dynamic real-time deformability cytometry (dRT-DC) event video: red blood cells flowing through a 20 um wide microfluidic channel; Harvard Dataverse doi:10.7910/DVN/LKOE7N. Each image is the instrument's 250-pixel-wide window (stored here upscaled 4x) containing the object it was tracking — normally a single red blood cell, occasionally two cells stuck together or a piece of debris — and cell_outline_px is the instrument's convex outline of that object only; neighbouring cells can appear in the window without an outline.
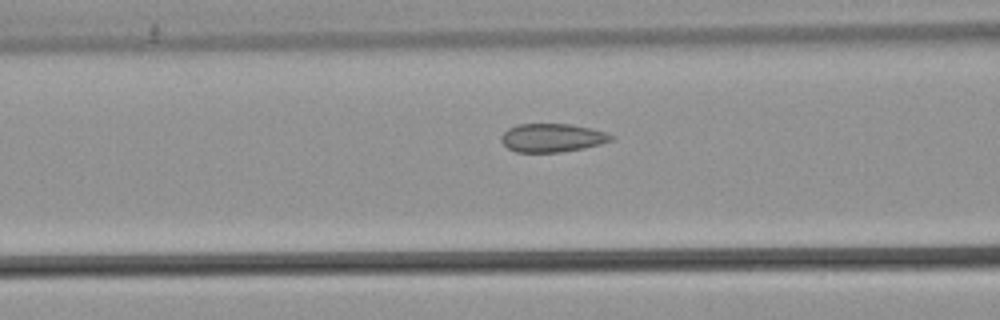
{"species": "common noctule bat (a hibernating species)", "species_latin": "Nyctalus noctula", "temperature_condition": "warm", "stored_images_in_passage": 28, "camera_frame_rate_fps": 3000, "um_per_image_px": 0.085, "animal": {"sex": "male", "body_mass_g": 21.5, "forearm_length_mm": 52.0}, "frame": {"image": 1, "passage_image": 7, "time_ms": 2.0, "image_size_px": [1000, 320], "cell_outline_px": [[616, 136], [612, 140], [600, 144], [584, 148], [560, 152], [516, 152], [508, 148], [500, 140], [500, 136], [508, 128], [516, 124], [572, 124], [592, 128]], "centroid_in_image_um": [46.93, 11.7], "position_along_channel_um": 119.7, "area_um2": 18.32}}
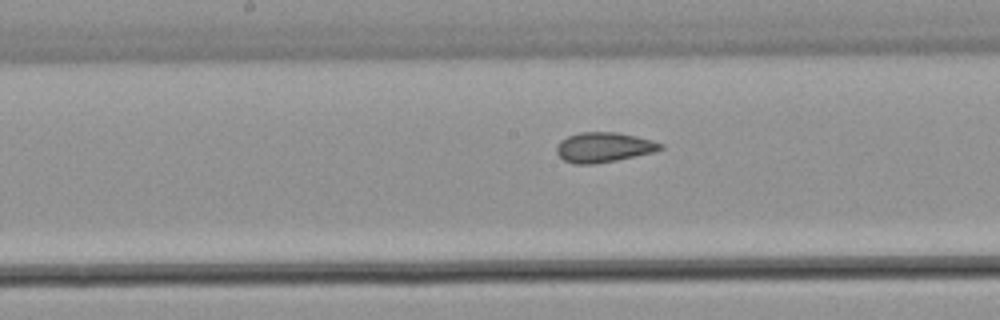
{"frame": {"image": 2, "passage_image": 13, "time_ms": 4.0, "image_size_px": [1000, 320], "cell_outline_px": [[664, 148], [652, 152], [636, 156], [616, 160], [592, 164], [576, 164], [564, 160], [556, 152], [556, 148], [560, 140], [568, 136], [580, 132], [616, 132], [636, 136], [652, 140], [664, 144]], "centroid_in_image_um": [51.32, 12.51], "position_along_channel_um": 196.9, "area_um2": 18.03}}
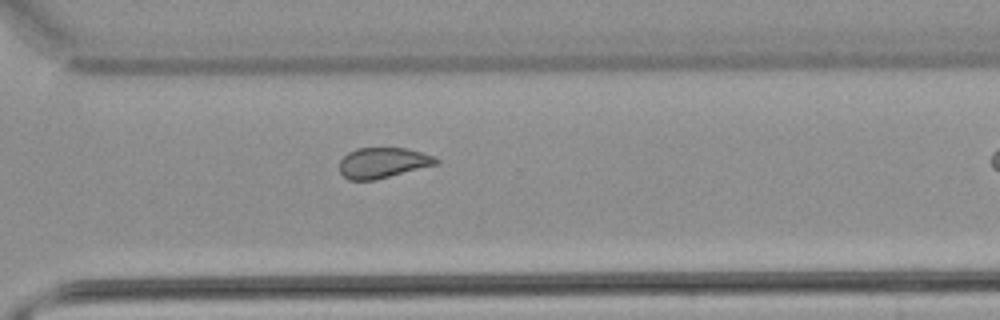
{"frame": {"image": 3, "passage_image": 24, "time_ms": 7.667, "image_size_px": [1000, 320], "cell_outline_px": [[440, 164], [376, 180], [348, 180], [340, 172], [340, 160], [348, 152], [356, 148], [408, 148], [436, 156], [440, 160]], "centroid_in_image_um": [32.6, 13.84], "position_along_channel_um": 338.0, "area_um2": 17.51}, "authors_computed_cell_mechanics": {"area_um2": 17.8313, "velocity_mm_per_s": 3.8513, "shape_relaxation_time_tau1_ms": null, "shape_relaxation_time_tau2_ms": 1.0674, "deformation_change_tau1": null, "deformation_change_tau2": 0.0395}}